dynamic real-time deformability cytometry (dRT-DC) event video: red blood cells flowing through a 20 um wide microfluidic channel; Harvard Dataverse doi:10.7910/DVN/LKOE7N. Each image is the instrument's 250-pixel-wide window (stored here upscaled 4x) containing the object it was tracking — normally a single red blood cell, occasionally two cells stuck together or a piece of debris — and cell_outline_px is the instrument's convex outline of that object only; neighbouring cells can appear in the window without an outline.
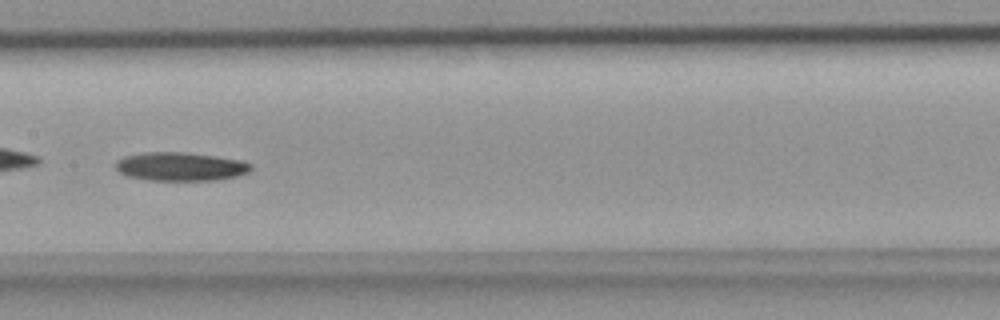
{"species": "common noctule bat (a hibernating species)", "species_latin": "Nyctalus noctula", "temperature_condition": "room temperature", "stored_images_in_passage": 6, "camera_frame_rate_fps": 3000, "um_per_image_px": 0.085, "animal": {"sex": "female", "body_mass_g": 18.4}, "frame": {"image": 1, "passage_image": 6, "time_ms": 1.667, "image_size_px": [1000, 320], "cell_outline_px": [[252, 168], [248, 172], [236, 176], [216, 180], [148, 180], [128, 176], [120, 172], [116, 168], [116, 160], [124, 156], [144, 152], [184, 152], [216, 156], [240, 160], [252, 164]], "centroid_in_image_um": [15.33, 14.15], "position_along_channel_um": 192.1, "area_um2": 22.48}}